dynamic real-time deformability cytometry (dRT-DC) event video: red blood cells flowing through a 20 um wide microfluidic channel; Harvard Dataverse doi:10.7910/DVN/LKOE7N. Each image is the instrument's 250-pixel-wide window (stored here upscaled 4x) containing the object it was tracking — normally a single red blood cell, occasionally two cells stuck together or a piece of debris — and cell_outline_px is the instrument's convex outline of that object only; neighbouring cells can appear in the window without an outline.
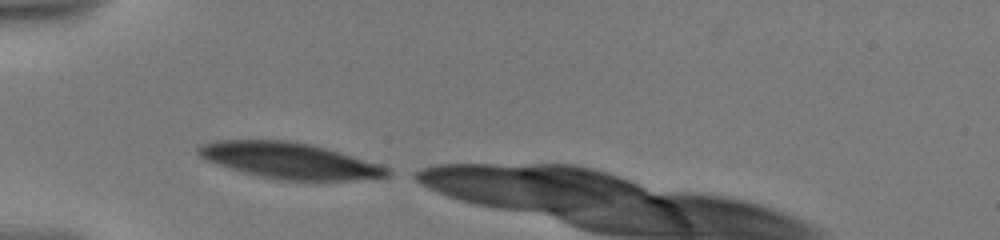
{"species": "human", "species_latin": "Homo sapiens", "temperature_condition": "warm", "stored_images_in_passage": 11, "camera_frame_rate_fps": 3000, "um_per_image_px": 0.085, "donor": {"sex": "male"}, "frame": {"image": 1, "passage_image": 1, "time_ms": 0.0, "image_size_px": [1000, 240], "cell_outline_px": [[396, 172], [388, 176], [348, 180], [280, 180], [244, 172], [208, 160], [200, 156], [196, 152], [196, 148], [204, 144], [216, 140], [288, 140], [312, 144], [340, 152], [380, 164]], "centroid_in_image_um": [24.66, 13.64], "position_along_channel_um": 60.3, "area_um2": 39.25}}
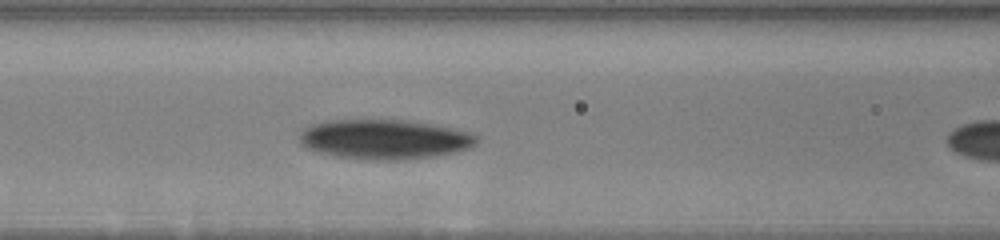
{"frame": {"image": 2, "passage_image": 7, "time_ms": 2.333, "image_size_px": [1000, 240], "cell_outline_px": [[476, 144], [468, 148], [452, 152], [432, 156], [404, 160], [376, 160], [336, 156], [320, 152], [308, 148], [300, 144], [296, 136], [304, 128], [312, 124], [328, 120], [408, 120], [436, 124], [468, 132], [476, 136]], "centroid_in_image_um": [32.63, 11.83], "position_along_channel_um": 134.0, "area_um2": 40.92}}
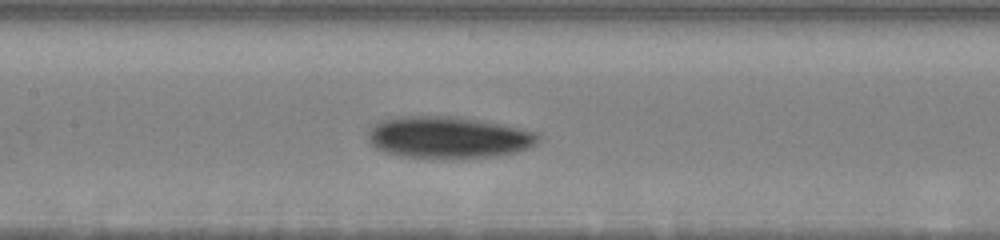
{"frame": {"image": 3, "passage_image": 10, "time_ms": 3.333, "image_size_px": [1000, 240], "cell_outline_px": [[540, 140], [536, 144], [528, 148], [516, 152], [496, 156], [400, 156], [384, 152], [376, 148], [368, 140], [368, 132], [380, 120], [408, 116], [456, 116], [480, 120], [540, 132]], "centroid_in_image_um": [38.15, 11.65], "position_along_channel_um": 169.3, "area_um2": 40.69}}